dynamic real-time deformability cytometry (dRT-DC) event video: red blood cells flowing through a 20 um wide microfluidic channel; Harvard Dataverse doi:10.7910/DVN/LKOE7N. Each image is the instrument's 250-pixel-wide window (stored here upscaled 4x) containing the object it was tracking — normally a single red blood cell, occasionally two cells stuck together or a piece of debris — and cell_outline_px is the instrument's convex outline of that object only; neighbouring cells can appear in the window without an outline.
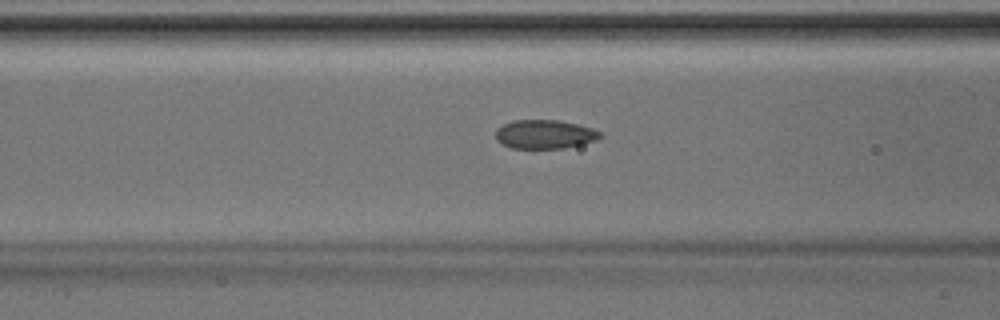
{"species": "Egyptian fruit bat (a non-hibernating species)", "species_latin": "Rousettus aegyptiacus", "temperature_condition": "room temperature", "stored_images_in_passage": 42, "camera_frame_rate_fps": 3000, "um_per_image_px": 0.085, "animal": {"sex": "male"}, "frame": {"image": 1, "passage_image": 18, "time_ms": 5.667, "image_size_px": [1000, 320], "cell_outline_px": [[604, 136], [596, 140], [564, 148], [512, 148], [500, 144], [496, 140], [496, 128], [512, 120], [560, 120], [592, 128], [604, 132]], "centroid_in_image_um": [46.3, 11.41], "position_along_channel_um": 120.3, "area_um2": 17.74}}
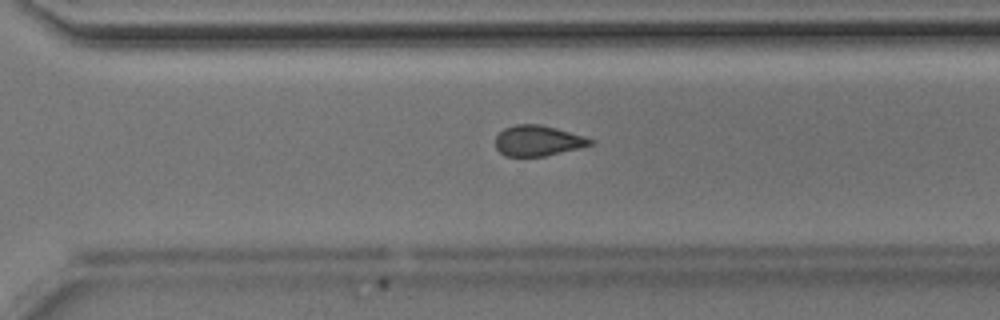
{"frame": {"image": 2, "passage_image": 32, "time_ms": 10.333, "image_size_px": [1000, 320], "cell_outline_px": [[596, 140], [592, 144], [580, 148], [544, 156], [504, 156], [496, 148], [496, 136], [504, 128], [516, 124], [540, 124], [556, 128], [584, 136]], "centroid_in_image_um": [45.73, 11.96], "position_along_channel_um": 324.9, "area_um2": 16.88}}
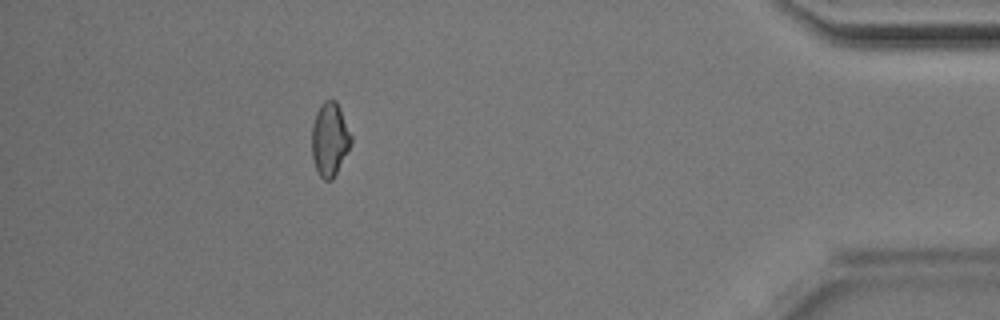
{"frame": {"image": 3, "passage_image": 41, "time_ms": 13.333, "image_size_px": [1000, 320], "cell_outline_px": [[352, 140], [332, 180], [324, 180], [320, 176], [316, 168], [312, 156], [312, 124], [316, 112], [320, 104], [324, 100], [336, 100], [340, 108], [352, 136]], "centroid_in_image_um": [28.01, 11.8], "position_along_channel_um": 407.2, "area_um2": 16.59}}